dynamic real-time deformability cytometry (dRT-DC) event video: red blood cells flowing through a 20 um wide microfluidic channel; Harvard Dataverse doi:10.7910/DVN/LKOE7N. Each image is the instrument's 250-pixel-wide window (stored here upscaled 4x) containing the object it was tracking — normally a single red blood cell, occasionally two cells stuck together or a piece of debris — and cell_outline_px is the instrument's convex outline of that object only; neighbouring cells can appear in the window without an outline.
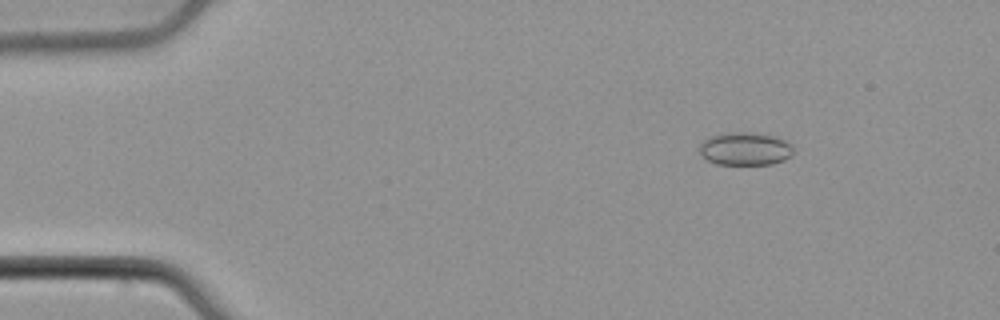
{"species": "common noctule bat (a hibernating species)", "species_latin": "Nyctalus noctula", "temperature_condition": "cold", "stored_images_in_passage": 54, "camera_frame_rate_fps": 3000, "um_per_image_px": 0.085, "animal": {"sex": "male", "body_mass_g": 21.5, "forearm_length_mm": 52.0}, "frame": {"image": 1, "passage_image": 8, "time_ms": 2.333, "image_size_px": [1000, 320], "cell_outline_px": [[792, 156], [784, 160], [772, 164], [716, 164], [708, 160], [700, 152], [700, 144], [704, 140], [712, 136], [732, 132], [752, 132], [776, 136], [784, 140], [792, 148]], "centroid_in_image_um": [63.35, 12.65], "position_along_channel_um": 21.6, "area_um2": 17.86}}
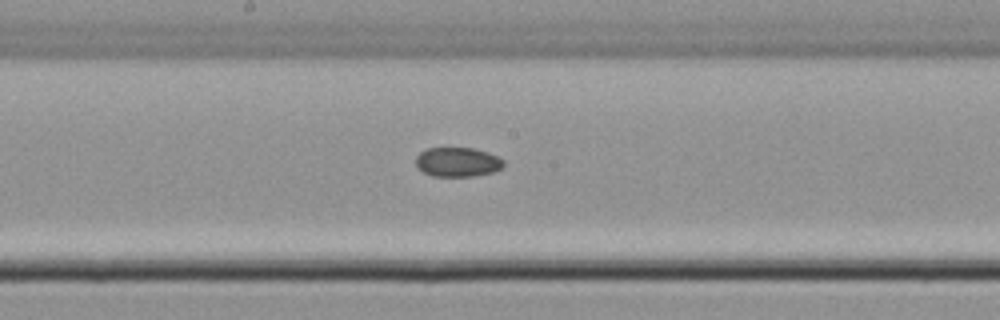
{"frame": {"image": 2, "passage_image": 29, "time_ms": 9.333, "image_size_px": [1000, 320], "cell_outline_px": [[504, 164], [500, 168], [492, 172], [472, 176], [432, 176], [424, 172], [416, 164], [416, 156], [424, 148], [472, 148], [488, 152], [504, 160]], "centroid_in_image_um": [38.87, 13.76], "position_along_channel_um": 209.3, "area_um2": 14.91}}
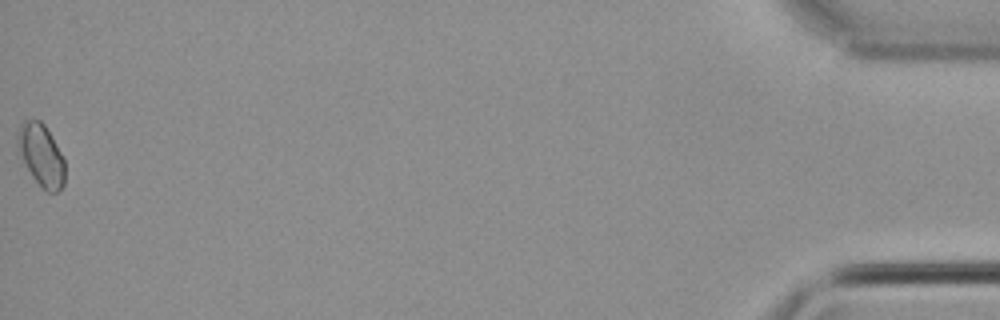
{"frame": {"image": 3, "passage_image": 54, "time_ms": 17.667, "image_size_px": [1000, 320], "cell_outline_px": [[64, 184], [56, 192], [48, 192], [32, 176], [16, 148], [16, 136], [20, 124], [24, 120], [40, 120], [44, 124], [64, 160]], "centroid_in_image_um": [3.46, 13.16], "position_along_channel_um": 431.7, "area_um2": 16.76}}